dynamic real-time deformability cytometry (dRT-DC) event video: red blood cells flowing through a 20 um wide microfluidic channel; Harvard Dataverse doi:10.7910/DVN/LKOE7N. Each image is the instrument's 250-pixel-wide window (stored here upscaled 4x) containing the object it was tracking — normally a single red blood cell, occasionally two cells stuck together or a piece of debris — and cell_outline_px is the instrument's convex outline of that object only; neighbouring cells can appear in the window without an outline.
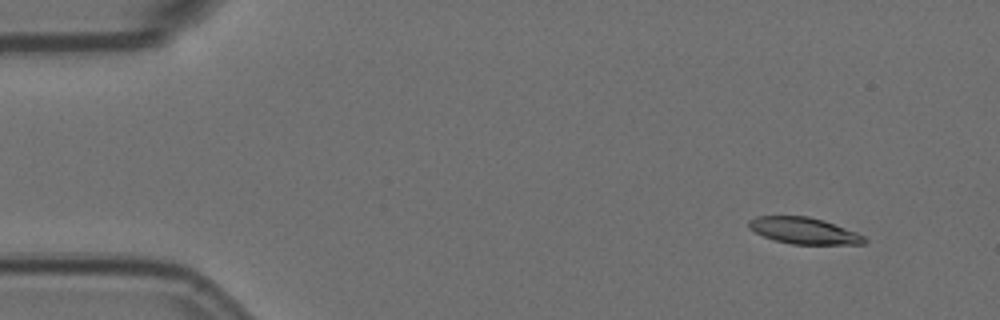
{"species": "Egyptian fruit bat (a non-hibernating species)", "species_latin": "Rousettus aegyptiacus", "temperature_condition": "room temperature", "stored_images_in_passage": 10, "camera_frame_rate_fps": 3000, "um_per_image_px": 0.085, "animal": {"sex": "female"}, "frame": {"image": 1, "passage_image": 1, "time_ms": 0.0, "image_size_px": [1000, 320], "cell_outline_px": [[868, 240], [864, 244], [792, 244], [776, 240], [764, 236], [748, 228], [748, 220], [756, 216], [808, 216], [824, 220], [856, 232], [864, 236]], "centroid_in_image_um": [68.33, 19.6], "position_along_channel_um": 16.7, "area_um2": 17.74}}
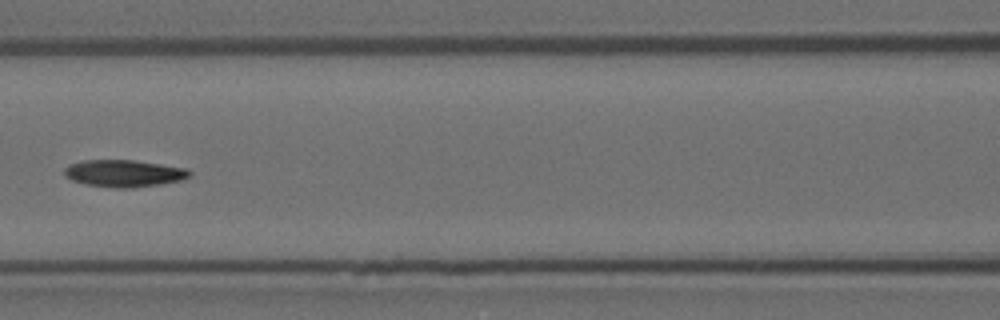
{"frame": {"image": 2, "passage_image": 6, "time_ms": 1.667, "image_size_px": [1000, 320], "cell_outline_px": [[192, 176], [180, 180], [160, 184], [132, 188], [116, 188], [84, 184], [72, 180], [64, 176], [64, 168], [68, 164], [80, 160], [136, 160], [188, 168], [192, 172]], "centroid_in_image_um": [10.53, 14.73], "position_along_channel_um": 156.1, "area_um2": 20.06}}
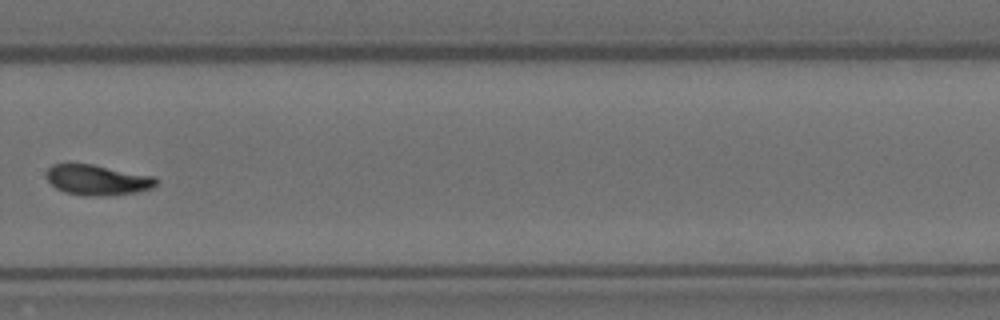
{"frame": {"image": 3, "passage_image": 10, "time_ms": 3.0, "image_size_px": [1000, 320], "cell_outline_px": [[156, 184], [152, 188], [136, 192], [104, 196], [84, 196], [64, 192], [56, 188], [44, 176], [48, 168], [52, 164], [92, 164], [156, 176]], "centroid_in_image_um": [8.26, 15.29], "position_along_channel_um": 321.5, "area_um2": 19.54}}